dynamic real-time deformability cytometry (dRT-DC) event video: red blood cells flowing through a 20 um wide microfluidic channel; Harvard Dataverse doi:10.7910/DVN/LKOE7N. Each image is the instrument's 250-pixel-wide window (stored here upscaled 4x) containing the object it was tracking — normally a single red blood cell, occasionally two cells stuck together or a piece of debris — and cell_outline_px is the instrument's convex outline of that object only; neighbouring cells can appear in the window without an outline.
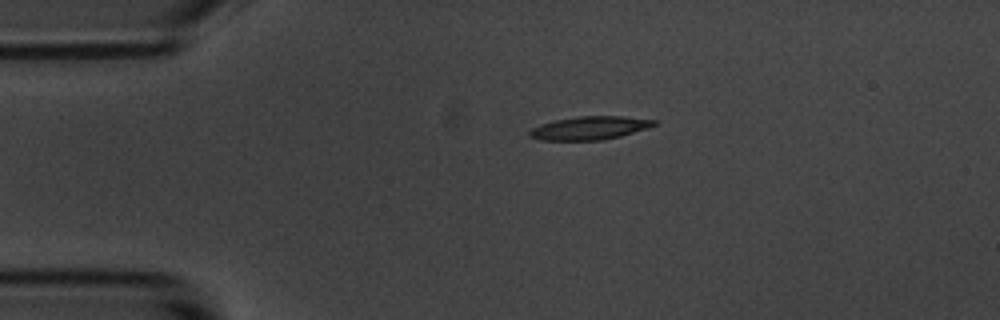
{"species": "common noctule bat (a hibernating species)", "species_latin": "Nyctalus noctula", "temperature_condition": "room temperature", "stored_images_in_passage": 6, "segment_of_instrument_passage": [2, 2], "camera_frame_rate_fps": 3000, "um_per_image_px": 0.085, "animal": {"sex": "male", "body_mass_g": 20.1, "forearm_length_mm": 53.5}, "frame": {"image": 1, "passage_image": 6, "time_ms": 6.333, "image_size_px": [1000, 320], "cell_outline_px": [[656, 124], [620, 136], [604, 140], [540, 140], [528, 136], [528, 132], [532, 128], [540, 124], [556, 120], [576, 116], [624, 116], [656, 120]], "centroid_in_image_um": [50.06, 10.88], "position_along_channel_um": 34.9, "area_um2": 16.76}}